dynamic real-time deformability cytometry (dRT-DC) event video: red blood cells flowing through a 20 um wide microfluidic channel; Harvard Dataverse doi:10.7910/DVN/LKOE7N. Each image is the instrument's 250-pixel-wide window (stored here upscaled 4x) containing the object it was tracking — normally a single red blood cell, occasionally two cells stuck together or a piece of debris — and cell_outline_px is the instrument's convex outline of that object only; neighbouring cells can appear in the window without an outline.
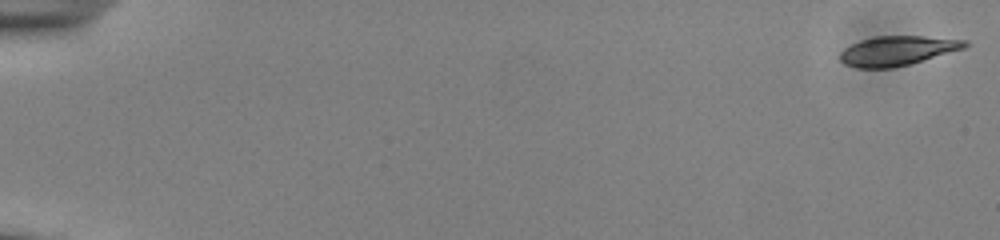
{"species": "common noctule bat (a hibernating species)", "species_latin": "Nyctalus noctula", "temperature_condition": "cold", "stored_images_in_passage": 54, "camera_frame_rate_fps": 3000, "um_per_image_px": 0.085, "animal": {"sex": "male", "body_mass_g": 13.0, "forearm_length_mm": 53.1}, "frame": {"image": 1, "passage_image": 1, "time_ms": 0.0, "image_size_px": [1000, 240], "cell_outline_px": [[972, 44], [964, 48], [908, 64], [892, 68], [856, 68], [844, 64], [840, 60], [840, 52], [844, 48], [860, 40], [876, 36], [924, 36], [968, 40]], "centroid_in_image_um": [76.27, 4.3], "position_along_channel_um": 8.7, "area_um2": 21.44}}
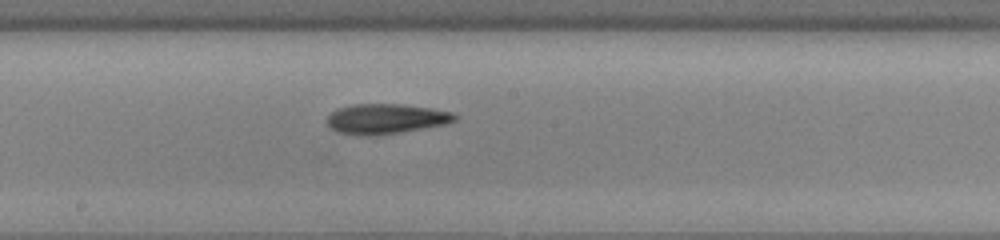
{"frame": {"image": 2, "passage_image": 31, "time_ms": 10.0, "image_size_px": [1000, 240], "cell_outline_px": [[460, 116], [456, 120], [448, 124], [400, 132], [368, 136], [360, 136], [336, 132], [328, 124], [328, 116], [336, 108], [352, 104], [400, 104], [432, 108], [456, 112]], "centroid_in_image_um": [32.85, 10.09], "position_along_channel_um": 215.3, "area_um2": 22.66}}
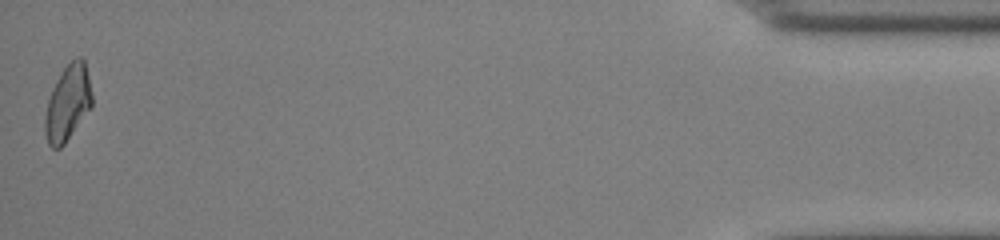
{"frame": {"image": 3, "passage_image": 54, "time_ms": 17.667, "image_size_px": [1000, 240], "cell_outline_px": [[92, 108], [64, 144], [60, 148], [52, 148], [48, 144], [44, 132], [44, 120], [48, 100], [52, 88], [56, 80], [64, 68], [76, 56], [80, 56], [84, 60], [92, 92]], "centroid_in_image_um": [5.76, 8.77], "position_along_channel_um": 429.4, "area_um2": 20.81}, "authors_computed_cell_mechanics": {"area_um2": 21.5883, "velocity_mm_per_s": 3.8747, "shape_relaxation_time_tau1_ms": 4.8866, "shape_relaxation_time_tau2_ms": 5.3566, "deformation_change_tau1": 0.1663, "deformation_change_tau2": 0.1516}}